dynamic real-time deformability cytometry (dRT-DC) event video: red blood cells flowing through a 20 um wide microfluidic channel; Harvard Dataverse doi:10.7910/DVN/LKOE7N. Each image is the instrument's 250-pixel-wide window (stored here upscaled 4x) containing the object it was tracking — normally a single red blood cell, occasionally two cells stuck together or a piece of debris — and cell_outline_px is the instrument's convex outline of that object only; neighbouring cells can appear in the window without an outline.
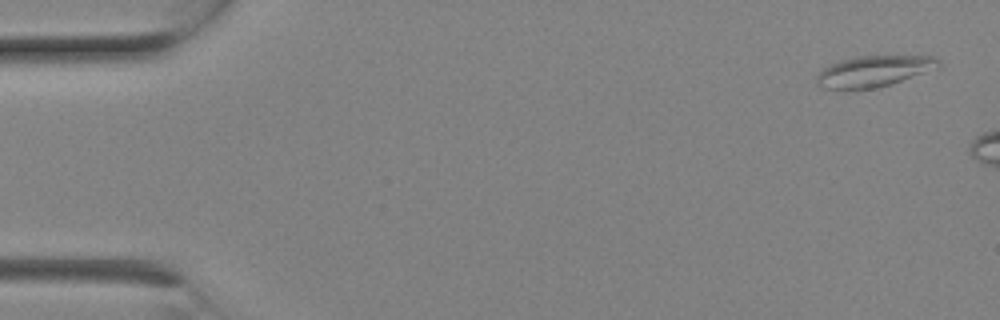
{"species": "Egyptian fruit bat (a non-hibernating species)", "species_latin": "Rousettus aegyptiacus", "temperature_condition": "room temperature", "stored_images_in_passage": 3, "camera_frame_rate_fps": 3000, "um_per_image_px": 0.085, "animal": {"sex": "female"}, "frame": {"image": 1, "passage_image": 1, "time_ms": 0.0, "image_size_px": [1000, 320], "cell_outline_px": [[940, 64], [936, 68], [892, 84], [876, 88], [820, 88], [816, 84], [816, 76], [828, 64], [840, 60], [856, 56], [932, 56], [940, 60]], "centroid_in_image_um": [74.24, 6.04], "position_along_channel_um": 10.8, "area_um2": 21.85}}